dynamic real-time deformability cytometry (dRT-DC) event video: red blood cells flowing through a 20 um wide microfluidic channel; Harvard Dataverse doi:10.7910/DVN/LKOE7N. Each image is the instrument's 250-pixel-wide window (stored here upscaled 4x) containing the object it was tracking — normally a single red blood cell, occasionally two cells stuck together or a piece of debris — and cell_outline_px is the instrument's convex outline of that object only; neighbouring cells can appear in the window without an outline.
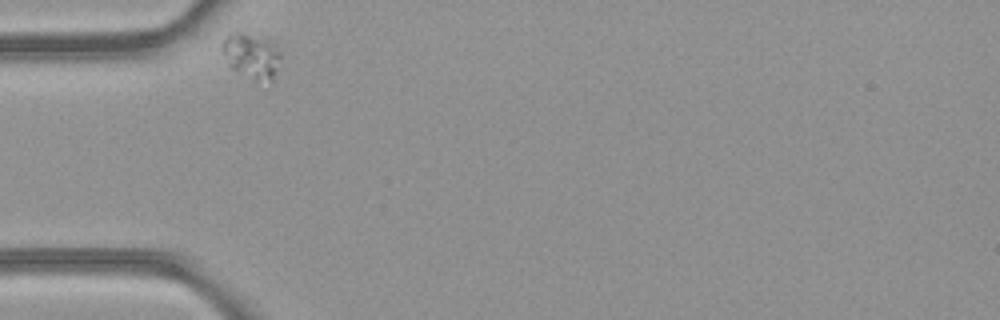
{"species": "common noctule bat (a hibernating species)", "species_latin": "Nyctalus noctula", "temperature_condition": "room temperature", "stored_images_in_passage": 29, "camera_frame_rate_fps": 3000, "um_per_image_px": 0.085, "animal": {"sex": "female", "body_mass_g": 21.9}, "frame": {"image": 1, "passage_image": 1, "time_ms": 0.0, "image_size_px": [1000, 320], "cell_outline_px": [[280, 56], [276, 72], [272, 84], [256, 80], [232, 68], [228, 64], [224, 52], [224, 40], [228, 32], [240, 32], [268, 36], [276, 44], [280, 52]], "centroid_in_image_um": [21.46, 4.71], "position_along_channel_um": 63.5, "area_um2": 15.61}}
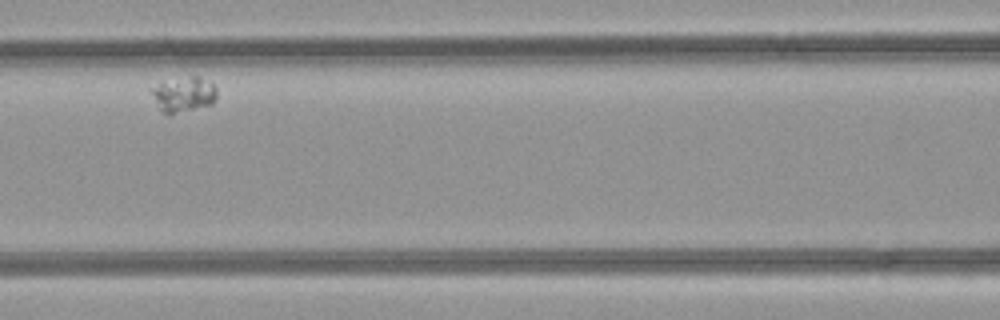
{"frame": {"image": 2, "passage_image": 9, "time_ms": 2.667, "image_size_px": [1000, 320], "cell_outline_px": [[216, 96], [212, 104], [168, 116], [160, 112], [148, 88], [160, 84], [192, 76], [200, 76], [212, 84], [216, 88]], "centroid_in_image_um": [15.57, 8.07], "position_along_channel_um": 151.0, "area_um2": 13.35}}
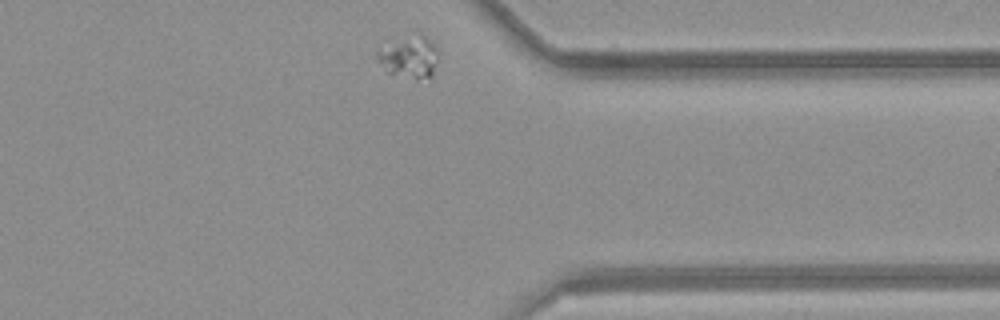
{"frame": {"image": 3, "passage_image": 29, "time_ms": 9.333, "image_size_px": [1000, 320], "cell_outline_px": [[436, 64], [432, 80], [416, 80], [392, 76], [388, 72], [376, 56], [376, 52], [420, 32], [436, 48]], "centroid_in_image_um": [34.85, 4.97], "position_along_channel_um": 376.5, "area_um2": 14.57}}